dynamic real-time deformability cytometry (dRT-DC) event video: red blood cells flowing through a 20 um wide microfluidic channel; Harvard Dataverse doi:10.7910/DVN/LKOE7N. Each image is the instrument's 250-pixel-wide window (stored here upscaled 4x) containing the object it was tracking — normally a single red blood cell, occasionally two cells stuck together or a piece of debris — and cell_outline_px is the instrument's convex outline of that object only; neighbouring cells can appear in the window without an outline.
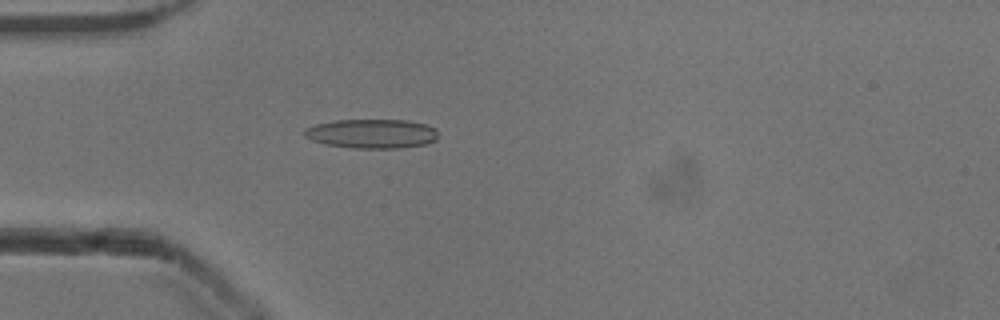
{"species": "common noctule bat (a hibernating species)", "species_latin": "Nyctalus noctula", "temperature_condition": "cold", "stored_images_in_passage": 41, "camera_frame_rate_fps": 3000, "um_per_image_px": 0.085, "animal": {"sex": "male", "body_mass_g": 13.3}, "frame": {"image": 1, "passage_image": 4, "time_ms": 1.0, "image_size_px": [1000, 320], "cell_outline_px": [[436, 140], [424, 144], [400, 148], [352, 148], [324, 144], [312, 140], [304, 136], [304, 128], [316, 124], [336, 120], [408, 120], [424, 124], [436, 128]], "centroid_in_image_um": [31.57, 11.36], "position_along_channel_um": 53.4, "area_um2": 22.77}}
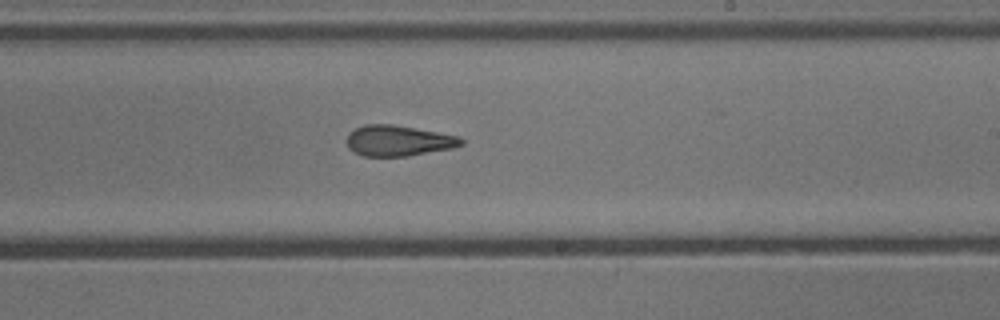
{"frame": {"image": 2, "passage_image": 20, "time_ms": 6.333, "image_size_px": [1000, 320], "cell_outline_px": [[464, 144], [452, 148], [408, 156], [364, 156], [352, 152], [348, 148], [348, 132], [364, 124], [392, 124], [460, 136], [464, 140]], "centroid_in_image_um": [33.86, 11.96], "position_along_channel_um": 255.1, "area_um2": 20.52}}
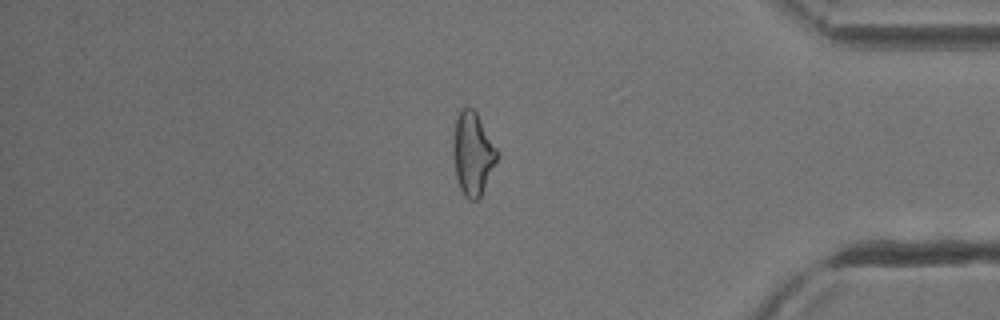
{"frame": {"image": 3, "passage_image": 33, "time_ms": 10.667, "image_size_px": [1000, 320], "cell_outline_px": [[500, 152], [480, 196], [476, 200], [468, 200], [464, 196], [460, 188], [456, 176], [452, 152], [452, 144], [456, 116], [460, 108], [464, 104], [468, 104], [476, 112]], "centroid_in_image_um": [40.16, 12.98], "position_along_channel_um": 395.0, "area_um2": 21.5}, "authors_computed_cell_mechanics": {"area_um2": 21.386, "velocity_mm_per_s": 3.9163, "shape_relaxation_time_tau1_ms": null, "shape_relaxation_time_tau2_ms": 3.1068, "deformation_change_tau1": null, "deformation_change_tau2": 0.13}}